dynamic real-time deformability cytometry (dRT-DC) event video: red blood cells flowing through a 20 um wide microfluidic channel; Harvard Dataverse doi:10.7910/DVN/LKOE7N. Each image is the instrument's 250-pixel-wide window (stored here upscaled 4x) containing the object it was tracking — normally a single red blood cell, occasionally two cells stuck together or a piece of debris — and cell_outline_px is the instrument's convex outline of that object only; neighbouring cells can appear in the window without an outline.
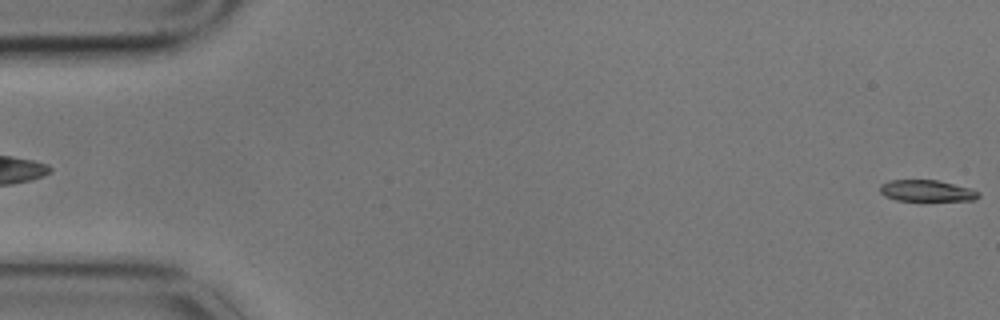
{"species": "common noctule bat (a hibernating species)", "species_latin": "Nyctalus noctula", "temperature_condition": "cold", "stored_images_in_passage": 5, "camera_frame_rate_fps": 3000, "um_per_image_px": 0.085, "animal": {"sex": "male", "body_mass_g": 17.9}, "frame": {"image": 1, "passage_image": 5, "time_ms": 1.333, "image_size_px": [1000, 320], "cell_outline_px": [[980, 196], [976, 200], [896, 200], [884, 196], [880, 192], [880, 184], [888, 180], [936, 180], [972, 188], [980, 192]], "centroid_in_image_um": [78.78, 16.21], "position_along_channel_um": 6.2, "area_um2": 12.31}}